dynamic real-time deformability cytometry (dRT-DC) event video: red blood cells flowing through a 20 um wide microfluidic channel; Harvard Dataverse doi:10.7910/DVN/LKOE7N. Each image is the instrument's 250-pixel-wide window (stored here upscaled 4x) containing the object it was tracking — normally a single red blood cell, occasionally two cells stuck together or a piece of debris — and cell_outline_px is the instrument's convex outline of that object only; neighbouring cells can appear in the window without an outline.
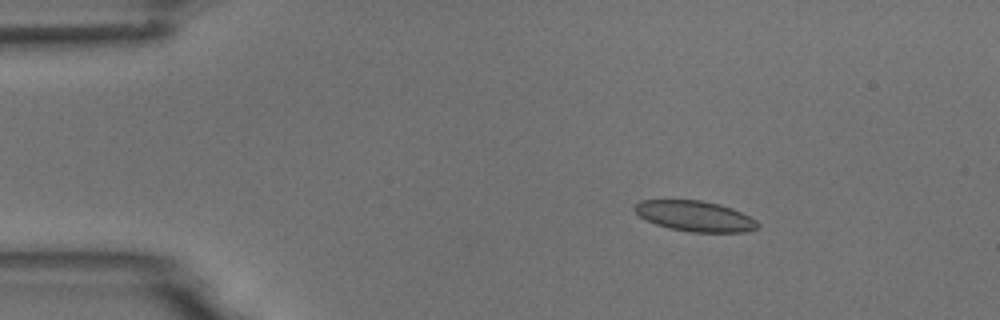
{"species": "common noctule bat (a hibernating species)", "species_latin": "Nyctalus noctula", "temperature_condition": "room temperature", "stored_images_in_passage": 4, "camera_frame_rate_fps": 3000, "um_per_image_px": 0.085, "animal": {"sex": "male", "body_mass_g": 18.8}, "frame": {"image": 1, "passage_image": 2, "time_ms": 2.0, "image_size_px": [1000, 320], "cell_outline_px": [[760, 224], [756, 228], [744, 232], [692, 232], [668, 228], [656, 224], [640, 216], [632, 208], [640, 200], [700, 200], [720, 204], [732, 208], [756, 220]], "centroid_in_image_um": [59.06, 18.36], "position_along_channel_um": 25.9, "area_um2": 21.73}}